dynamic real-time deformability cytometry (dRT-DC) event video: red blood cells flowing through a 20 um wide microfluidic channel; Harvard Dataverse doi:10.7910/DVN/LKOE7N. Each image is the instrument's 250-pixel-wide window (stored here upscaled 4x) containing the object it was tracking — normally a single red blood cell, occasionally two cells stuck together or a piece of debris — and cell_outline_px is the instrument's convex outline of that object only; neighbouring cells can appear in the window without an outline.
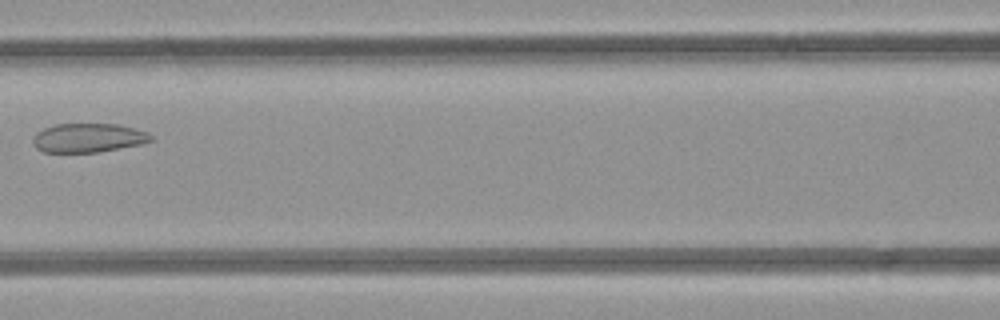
{"species": "common noctule bat (a hibernating species)", "species_latin": "Nyctalus noctula", "temperature_condition": "room temperature", "stored_images_in_passage": 5, "segment_of_instrument_passage": [1, 2], "camera_frame_rate_fps": 3000, "um_per_image_px": 0.085, "animal": {"sex": "female", "body_mass_g": 21.9}, "frame": {"image": 1, "passage_image": 4, "time_ms": 3.333, "image_size_px": [1000, 320], "cell_outline_px": [[152, 140], [140, 144], [96, 152], [44, 152], [36, 148], [32, 140], [36, 132], [44, 128], [56, 124], [120, 124], [148, 132], [152, 136]], "centroid_in_image_um": [7.48, 11.71], "position_along_channel_um": 159.1, "area_um2": 19.83}}